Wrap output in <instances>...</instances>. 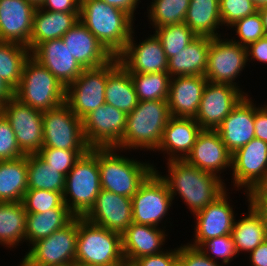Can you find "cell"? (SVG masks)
<instances>
[{
    "label": "cell",
    "mask_w": 267,
    "mask_h": 266,
    "mask_svg": "<svg viewBox=\"0 0 267 266\" xmlns=\"http://www.w3.org/2000/svg\"><path fill=\"white\" fill-rule=\"evenodd\" d=\"M166 165L168 174H160L158 168L155 171L168 186L172 200L176 195L181 196L192 215L203 210L227 189L223 179L185 160H170Z\"/></svg>",
    "instance_id": "1"
},
{
    "label": "cell",
    "mask_w": 267,
    "mask_h": 266,
    "mask_svg": "<svg viewBox=\"0 0 267 266\" xmlns=\"http://www.w3.org/2000/svg\"><path fill=\"white\" fill-rule=\"evenodd\" d=\"M79 20L113 57L124 50L135 29L129 14L102 0H80Z\"/></svg>",
    "instance_id": "2"
},
{
    "label": "cell",
    "mask_w": 267,
    "mask_h": 266,
    "mask_svg": "<svg viewBox=\"0 0 267 266\" xmlns=\"http://www.w3.org/2000/svg\"><path fill=\"white\" fill-rule=\"evenodd\" d=\"M171 117L167 100L139 101L127 115L124 135L116 149L156 152Z\"/></svg>",
    "instance_id": "3"
},
{
    "label": "cell",
    "mask_w": 267,
    "mask_h": 266,
    "mask_svg": "<svg viewBox=\"0 0 267 266\" xmlns=\"http://www.w3.org/2000/svg\"><path fill=\"white\" fill-rule=\"evenodd\" d=\"M90 151L98 158L101 189L128 198L133 197L156 168L149 161L122 156V151L116 148H90Z\"/></svg>",
    "instance_id": "4"
},
{
    "label": "cell",
    "mask_w": 267,
    "mask_h": 266,
    "mask_svg": "<svg viewBox=\"0 0 267 266\" xmlns=\"http://www.w3.org/2000/svg\"><path fill=\"white\" fill-rule=\"evenodd\" d=\"M75 263L93 266H120L125 263L121 234L78 217Z\"/></svg>",
    "instance_id": "5"
},
{
    "label": "cell",
    "mask_w": 267,
    "mask_h": 266,
    "mask_svg": "<svg viewBox=\"0 0 267 266\" xmlns=\"http://www.w3.org/2000/svg\"><path fill=\"white\" fill-rule=\"evenodd\" d=\"M66 88L44 66L30 56L23 65L14 97L39 111H48L65 102Z\"/></svg>",
    "instance_id": "6"
},
{
    "label": "cell",
    "mask_w": 267,
    "mask_h": 266,
    "mask_svg": "<svg viewBox=\"0 0 267 266\" xmlns=\"http://www.w3.org/2000/svg\"><path fill=\"white\" fill-rule=\"evenodd\" d=\"M100 191L98 158L89 150L66 175L64 203L75 217H84Z\"/></svg>",
    "instance_id": "7"
},
{
    "label": "cell",
    "mask_w": 267,
    "mask_h": 266,
    "mask_svg": "<svg viewBox=\"0 0 267 266\" xmlns=\"http://www.w3.org/2000/svg\"><path fill=\"white\" fill-rule=\"evenodd\" d=\"M78 217L50 236L33 243L18 266H68L75 264Z\"/></svg>",
    "instance_id": "8"
},
{
    "label": "cell",
    "mask_w": 267,
    "mask_h": 266,
    "mask_svg": "<svg viewBox=\"0 0 267 266\" xmlns=\"http://www.w3.org/2000/svg\"><path fill=\"white\" fill-rule=\"evenodd\" d=\"M43 147L64 150H90L84 133L82 120L71 108L63 104L43 112Z\"/></svg>",
    "instance_id": "9"
},
{
    "label": "cell",
    "mask_w": 267,
    "mask_h": 266,
    "mask_svg": "<svg viewBox=\"0 0 267 266\" xmlns=\"http://www.w3.org/2000/svg\"><path fill=\"white\" fill-rule=\"evenodd\" d=\"M233 187L243 189L245 196L258 189L267 188V143L259 138L232 154Z\"/></svg>",
    "instance_id": "10"
},
{
    "label": "cell",
    "mask_w": 267,
    "mask_h": 266,
    "mask_svg": "<svg viewBox=\"0 0 267 266\" xmlns=\"http://www.w3.org/2000/svg\"><path fill=\"white\" fill-rule=\"evenodd\" d=\"M221 37L224 36L214 37L210 41L204 76L208 82L229 84L242 90L235 81L248 64L246 47Z\"/></svg>",
    "instance_id": "11"
},
{
    "label": "cell",
    "mask_w": 267,
    "mask_h": 266,
    "mask_svg": "<svg viewBox=\"0 0 267 266\" xmlns=\"http://www.w3.org/2000/svg\"><path fill=\"white\" fill-rule=\"evenodd\" d=\"M134 223L158 227L174 203L165 181L154 170L131 198Z\"/></svg>",
    "instance_id": "12"
},
{
    "label": "cell",
    "mask_w": 267,
    "mask_h": 266,
    "mask_svg": "<svg viewBox=\"0 0 267 266\" xmlns=\"http://www.w3.org/2000/svg\"><path fill=\"white\" fill-rule=\"evenodd\" d=\"M24 155L37 154L43 147V112L23 104L14 96L1 106Z\"/></svg>",
    "instance_id": "13"
},
{
    "label": "cell",
    "mask_w": 267,
    "mask_h": 266,
    "mask_svg": "<svg viewBox=\"0 0 267 266\" xmlns=\"http://www.w3.org/2000/svg\"><path fill=\"white\" fill-rule=\"evenodd\" d=\"M107 64L98 68L84 69L66 87L65 103L81 120L90 112L106 103Z\"/></svg>",
    "instance_id": "14"
},
{
    "label": "cell",
    "mask_w": 267,
    "mask_h": 266,
    "mask_svg": "<svg viewBox=\"0 0 267 266\" xmlns=\"http://www.w3.org/2000/svg\"><path fill=\"white\" fill-rule=\"evenodd\" d=\"M127 114L105 103L82 119L83 133L90 148H116L124 135Z\"/></svg>",
    "instance_id": "15"
},
{
    "label": "cell",
    "mask_w": 267,
    "mask_h": 266,
    "mask_svg": "<svg viewBox=\"0 0 267 266\" xmlns=\"http://www.w3.org/2000/svg\"><path fill=\"white\" fill-rule=\"evenodd\" d=\"M245 95L239 87L207 82L194 119L202 130H216Z\"/></svg>",
    "instance_id": "16"
},
{
    "label": "cell",
    "mask_w": 267,
    "mask_h": 266,
    "mask_svg": "<svg viewBox=\"0 0 267 266\" xmlns=\"http://www.w3.org/2000/svg\"><path fill=\"white\" fill-rule=\"evenodd\" d=\"M227 191L229 190L226 189L203 210L193 215L196 218L193 235L195 239L187 243L188 245L198 248L208 239L231 234L236 215Z\"/></svg>",
    "instance_id": "17"
},
{
    "label": "cell",
    "mask_w": 267,
    "mask_h": 266,
    "mask_svg": "<svg viewBox=\"0 0 267 266\" xmlns=\"http://www.w3.org/2000/svg\"><path fill=\"white\" fill-rule=\"evenodd\" d=\"M134 32L135 30L124 50L117 56L119 63L129 73L167 72L168 59L157 35H149L137 44Z\"/></svg>",
    "instance_id": "18"
},
{
    "label": "cell",
    "mask_w": 267,
    "mask_h": 266,
    "mask_svg": "<svg viewBox=\"0 0 267 266\" xmlns=\"http://www.w3.org/2000/svg\"><path fill=\"white\" fill-rule=\"evenodd\" d=\"M84 218L95 225L122 234L133 222L131 198L101 189Z\"/></svg>",
    "instance_id": "19"
},
{
    "label": "cell",
    "mask_w": 267,
    "mask_h": 266,
    "mask_svg": "<svg viewBox=\"0 0 267 266\" xmlns=\"http://www.w3.org/2000/svg\"><path fill=\"white\" fill-rule=\"evenodd\" d=\"M184 160L190 165L212 173L221 179L222 171L224 172V169L229 167L232 168V154L216 130H202L197 135L193 148Z\"/></svg>",
    "instance_id": "20"
},
{
    "label": "cell",
    "mask_w": 267,
    "mask_h": 266,
    "mask_svg": "<svg viewBox=\"0 0 267 266\" xmlns=\"http://www.w3.org/2000/svg\"><path fill=\"white\" fill-rule=\"evenodd\" d=\"M249 97L245 95L216 129L231 154L255 138V104Z\"/></svg>",
    "instance_id": "21"
},
{
    "label": "cell",
    "mask_w": 267,
    "mask_h": 266,
    "mask_svg": "<svg viewBox=\"0 0 267 266\" xmlns=\"http://www.w3.org/2000/svg\"><path fill=\"white\" fill-rule=\"evenodd\" d=\"M30 56L47 68L65 88L84 70L72 57L62 38L39 43L30 52Z\"/></svg>",
    "instance_id": "22"
},
{
    "label": "cell",
    "mask_w": 267,
    "mask_h": 266,
    "mask_svg": "<svg viewBox=\"0 0 267 266\" xmlns=\"http://www.w3.org/2000/svg\"><path fill=\"white\" fill-rule=\"evenodd\" d=\"M35 8L27 0H0V41L28 46Z\"/></svg>",
    "instance_id": "23"
},
{
    "label": "cell",
    "mask_w": 267,
    "mask_h": 266,
    "mask_svg": "<svg viewBox=\"0 0 267 266\" xmlns=\"http://www.w3.org/2000/svg\"><path fill=\"white\" fill-rule=\"evenodd\" d=\"M62 40L84 69L104 66L114 58L80 20L62 36Z\"/></svg>",
    "instance_id": "24"
},
{
    "label": "cell",
    "mask_w": 267,
    "mask_h": 266,
    "mask_svg": "<svg viewBox=\"0 0 267 266\" xmlns=\"http://www.w3.org/2000/svg\"><path fill=\"white\" fill-rule=\"evenodd\" d=\"M164 228L132 222L121 234L122 253L125 263L131 264L142 256L163 252L167 236Z\"/></svg>",
    "instance_id": "25"
},
{
    "label": "cell",
    "mask_w": 267,
    "mask_h": 266,
    "mask_svg": "<svg viewBox=\"0 0 267 266\" xmlns=\"http://www.w3.org/2000/svg\"><path fill=\"white\" fill-rule=\"evenodd\" d=\"M208 80L203 75L177 76L170 80L167 103L173 117L195 118Z\"/></svg>",
    "instance_id": "26"
},
{
    "label": "cell",
    "mask_w": 267,
    "mask_h": 266,
    "mask_svg": "<svg viewBox=\"0 0 267 266\" xmlns=\"http://www.w3.org/2000/svg\"><path fill=\"white\" fill-rule=\"evenodd\" d=\"M202 131L194 118L171 117L167 123L162 141L156 150L168 155L167 161L184 160L193 148L197 135Z\"/></svg>",
    "instance_id": "27"
},
{
    "label": "cell",
    "mask_w": 267,
    "mask_h": 266,
    "mask_svg": "<svg viewBox=\"0 0 267 266\" xmlns=\"http://www.w3.org/2000/svg\"><path fill=\"white\" fill-rule=\"evenodd\" d=\"M105 101L127 115L139 103L130 73L119 63L117 57L107 63Z\"/></svg>",
    "instance_id": "28"
},
{
    "label": "cell",
    "mask_w": 267,
    "mask_h": 266,
    "mask_svg": "<svg viewBox=\"0 0 267 266\" xmlns=\"http://www.w3.org/2000/svg\"><path fill=\"white\" fill-rule=\"evenodd\" d=\"M80 12H53L40 7L33 14L30 52L42 42L62 38V36L79 21Z\"/></svg>",
    "instance_id": "29"
},
{
    "label": "cell",
    "mask_w": 267,
    "mask_h": 266,
    "mask_svg": "<svg viewBox=\"0 0 267 266\" xmlns=\"http://www.w3.org/2000/svg\"><path fill=\"white\" fill-rule=\"evenodd\" d=\"M211 37L197 36L187 47L168 59L167 73L173 77L203 75L207 68Z\"/></svg>",
    "instance_id": "30"
},
{
    "label": "cell",
    "mask_w": 267,
    "mask_h": 266,
    "mask_svg": "<svg viewBox=\"0 0 267 266\" xmlns=\"http://www.w3.org/2000/svg\"><path fill=\"white\" fill-rule=\"evenodd\" d=\"M184 23L197 36L220 37L223 25L219 0H190Z\"/></svg>",
    "instance_id": "31"
},
{
    "label": "cell",
    "mask_w": 267,
    "mask_h": 266,
    "mask_svg": "<svg viewBox=\"0 0 267 266\" xmlns=\"http://www.w3.org/2000/svg\"><path fill=\"white\" fill-rule=\"evenodd\" d=\"M27 190V155L0 161V202H22Z\"/></svg>",
    "instance_id": "32"
},
{
    "label": "cell",
    "mask_w": 267,
    "mask_h": 266,
    "mask_svg": "<svg viewBox=\"0 0 267 266\" xmlns=\"http://www.w3.org/2000/svg\"><path fill=\"white\" fill-rule=\"evenodd\" d=\"M75 216L68 208H55L44 213H27L25 242L32 245L67 225Z\"/></svg>",
    "instance_id": "33"
},
{
    "label": "cell",
    "mask_w": 267,
    "mask_h": 266,
    "mask_svg": "<svg viewBox=\"0 0 267 266\" xmlns=\"http://www.w3.org/2000/svg\"><path fill=\"white\" fill-rule=\"evenodd\" d=\"M26 220L22 202H0V245L8 249L24 242Z\"/></svg>",
    "instance_id": "34"
},
{
    "label": "cell",
    "mask_w": 267,
    "mask_h": 266,
    "mask_svg": "<svg viewBox=\"0 0 267 266\" xmlns=\"http://www.w3.org/2000/svg\"><path fill=\"white\" fill-rule=\"evenodd\" d=\"M242 216L235 220L231 232L238 256L240 251L250 253L266 240L262 218L249 203L247 215Z\"/></svg>",
    "instance_id": "35"
},
{
    "label": "cell",
    "mask_w": 267,
    "mask_h": 266,
    "mask_svg": "<svg viewBox=\"0 0 267 266\" xmlns=\"http://www.w3.org/2000/svg\"><path fill=\"white\" fill-rule=\"evenodd\" d=\"M29 57L30 50L27 46L0 41V77L13 90L20 83L23 65Z\"/></svg>",
    "instance_id": "36"
},
{
    "label": "cell",
    "mask_w": 267,
    "mask_h": 266,
    "mask_svg": "<svg viewBox=\"0 0 267 266\" xmlns=\"http://www.w3.org/2000/svg\"><path fill=\"white\" fill-rule=\"evenodd\" d=\"M28 190L64 193L66 176L49 166L37 154L27 155Z\"/></svg>",
    "instance_id": "37"
},
{
    "label": "cell",
    "mask_w": 267,
    "mask_h": 266,
    "mask_svg": "<svg viewBox=\"0 0 267 266\" xmlns=\"http://www.w3.org/2000/svg\"><path fill=\"white\" fill-rule=\"evenodd\" d=\"M139 101L167 100L171 76L167 72L130 73Z\"/></svg>",
    "instance_id": "38"
},
{
    "label": "cell",
    "mask_w": 267,
    "mask_h": 266,
    "mask_svg": "<svg viewBox=\"0 0 267 266\" xmlns=\"http://www.w3.org/2000/svg\"><path fill=\"white\" fill-rule=\"evenodd\" d=\"M190 0H152L147 13L152 28L182 23L185 20Z\"/></svg>",
    "instance_id": "39"
},
{
    "label": "cell",
    "mask_w": 267,
    "mask_h": 266,
    "mask_svg": "<svg viewBox=\"0 0 267 266\" xmlns=\"http://www.w3.org/2000/svg\"><path fill=\"white\" fill-rule=\"evenodd\" d=\"M153 33L160 39L167 59L182 51L197 37L184 22L155 28Z\"/></svg>",
    "instance_id": "40"
},
{
    "label": "cell",
    "mask_w": 267,
    "mask_h": 266,
    "mask_svg": "<svg viewBox=\"0 0 267 266\" xmlns=\"http://www.w3.org/2000/svg\"><path fill=\"white\" fill-rule=\"evenodd\" d=\"M27 213H44L55 208H68L64 203L63 193L50 190H27L23 197Z\"/></svg>",
    "instance_id": "41"
},
{
    "label": "cell",
    "mask_w": 267,
    "mask_h": 266,
    "mask_svg": "<svg viewBox=\"0 0 267 266\" xmlns=\"http://www.w3.org/2000/svg\"><path fill=\"white\" fill-rule=\"evenodd\" d=\"M89 150H64L53 147H42L37 155L57 172L65 176L73 168L80 157Z\"/></svg>",
    "instance_id": "42"
},
{
    "label": "cell",
    "mask_w": 267,
    "mask_h": 266,
    "mask_svg": "<svg viewBox=\"0 0 267 266\" xmlns=\"http://www.w3.org/2000/svg\"><path fill=\"white\" fill-rule=\"evenodd\" d=\"M198 249L211 260L216 262H220L219 260H221L222 264L227 266L234 261L233 259L238 257L231 234L208 239Z\"/></svg>",
    "instance_id": "43"
},
{
    "label": "cell",
    "mask_w": 267,
    "mask_h": 266,
    "mask_svg": "<svg viewBox=\"0 0 267 266\" xmlns=\"http://www.w3.org/2000/svg\"><path fill=\"white\" fill-rule=\"evenodd\" d=\"M230 27L232 30H235L236 38H238L234 39L232 37L231 40L243 47H247L249 44L254 43L265 36L262 18L258 11L236 21Z\"/></svg>",
    "instance_id": "44"
},
{
    "label": "cell",
    "mask_w": 267,
    "mask_h": 266,
    "mask_svg": "<svg viewBox=\"0 0 267 266\" xmlns=\"http://www.w3.org/2000/svg\"><path fill=\"white\" fill-rule=\"evenodd\" d=\"M222 25L228 29L236 21L254 14L258 7L251 0H219Z\"/></svg>",
    "instance_id": "45"
},
{
    "label": "cell",
    "mask_w": 267,
    "mask_h": 266,
    "mask_svg": "<svg viewBox=\"0 0 267 266\" xmlns=\"http://www.w3.org/2000/svg\"><path fill=\"white\" fill-rule=\"evenodd\" d=\"M24 156L15 133L6 117L0 113V161L14 160Z\"/></svg>",
    "instance_id": "46"
},
{
    "label": "cell",
    "mask_w": 267,
    "mask_h": 266,
    "mask_svg": "<svg viewBox=\"0 0 267 266\" xmlns=\"http://www.w3.org/2000/svg\"><path fill=\"white\" fill-rule=\"evenodd\" d=\"M178 266H224L211 260L200 249L187 243L178 246Z\"/></svg>",
    "instance_id": "47"
},
{
    "label": "cell",
    "mask_w": 267,
    "mask_h": 266,
    "mask_svg": "<svg viewBox=\"0 0 267 266\" xmlns=\"http://www.w3.org/2000/svg\"><path fill=\"white\" fill-rule=\"evenodd\" d=\"M133 266H178V247L172 250L165 249L163 252L155 255L142 256L135 259Z\"/></svg>",
    "instance_id": "48"
},
{
    "label": "cell",
    "mask_w": 267,
    "mask_h": 266,
    "mask_svg": "<svg viewBox=\"0 0 267 266\" xmlns=\"http://www.w3.org/2000/svg\"><path fill=\"white\" fill-rule=\"evenodd\" d=\"M246 201L258 212L262 218L265 237L267 240V188L250 192Z\"/></svg>",
    "instance_id": "49"
},
{
    "label": "cell",
    "mask_w": 267,
    "mask_h": 266,
    "mask_svg": "<svg viewBox=\"0 0 267 266\" xmlns=\"http://www.w3.org/2000/svg\"><path fill=\"white\" fill-rule=\"evenodd\" d=\"M40 8L53 12H80V0H44Z\"/></svg>",
    "instance_id": "50"
},
{
    "label": "cell",
    "mask_w": 267,
    "mask_h": 266,
    "mask_svg": "<svg viewBox=\"0 0 267 266\" xmlns=\"http://www.w3.org/2000/svg\"><path fill=\"white\" fill-rule=\"evenodd\" d=\"M246 51L249 63L256 60L258 62L266 63L267 65V35L254 43L249 44L246 47Z\"/></svg>",
    "instance_id": "51"
},
{
    "label": "cell",
    "mask_w": 267,
    "mask_h": 266,
    "mask_svg": "<svg viewBox=\"0 0 267 266\" xmlns=\"http://www.w3.org/2000/svg\"><path fill=\"white\" fill-rule=\"evenodd\" d=\"M255 138L267 143V105H255Z\"/></svg>",
    "instance_id": "52"
},
{
    "label": "cell",
    "mask_w": 267,
    "mask_h": 266,
    "mask_svg": "<svg viewBox=\"0 0 267 266\" xmlns=\"http://www.w3.org/2000/svg\"><path fill=\"white\" fill-rule=\"evenodd\" d=\"M250 266H267V240L250 252Z\"/></svg>",
    "instance_id": "53"
},
{
    "label": "cell",
    "mask_w": 267,
    "mask_h": 266,
    "mask_svg": "<svg viewBox=\"0 0 267 266\" xmlns=\"http://www.w3.org/2000/svg\"><path fill=\"white\" fill-rule=\"evenodd\" d=\"M105 3L114 6L118 9L123 10L127 14H129L134 20H135V14L136 8L140 4V0H102Z\"/></svg>",
    "instance_id": "54"
},
{
    "label": "cell",
    "mask_w": 267,
    "mask_h": 266,
    "mask_svg": "<svg viewBox=\"0 0 267 266\" xmlns=\"http://www.w3.org/2000/svg\"><path fill=\"white\" fill-rule=\"evenodd\" d=\"M14 96V90L8 86L0 77V105Z\"/></svg>",
    "instance_id": "55"
},
{
    "label": "cell",
    "mask_w": 267,
    "mask_h": 266,
    "mask_svg": "<svg viewBox=\"0 0 267 266\" xmlns=\"http://www.w3.org/2000/svg\"><path fill=\"white\" fill-rule=\"evenodd\" d=\"M258 12L262 18L264 33L267 35V5L259 7Z\"/></svg>",
    "instance_id": "56"
},
{
    "label": "cell",
    "mask_w": 267,
    "mask_h": 266,
    "mask_svg": "<svg viewBox=\"0 0 267 266\" xmlns=\"http://www.w3.org/2000/svg\"><path fill=\"white\" fill-rule=\"evenodd\" d=\"M258 8L267 5V0H251Z\"/></svg>",
    "instance_id": "57"
},
{
    "label": "cell",
    "mask_w": 267,
    "mask_h": 266,
    "mask_svg": "<svg viewBox=\"0 0 267 266\" xmlns=\"http://www.w3.org/2000/svg\"><path fill=\"white\" fill-rule=\"evenodd\" d=\"M28 2L32 3L35 7H40L44 0H27Z\"/></svg>",
    "instance_id": "58"
},
{
    "label": "cell",
    "mask_w": 267,
    "mask_h": 266,
    "mask_svg": "<svg viewBox=\"0 0 267 266\" xmlns=\"http://www.w3.org/2000/svg\"><path fill=\"white\" fill-rule=\"evenodd\" d=\"M74 266H93V265H85V264H77V263H75Z\"/></svg>",
    "instance_id": "59"
},
{
    "label": "cell",
    "mask_w": 267,
    "mask_h": 266,
    "mask_svg": "<svg viewBox=\"0 0 267 266\" xmlns=\"http://www.w3.org/2000/svg\"><path fill=\"white\" fill-rule=\"evenodd\" d=\"M120 266H133V265L129 263H124L123 265H120Z\"/></svg>",
    "instance_id": "60"
}]
</instances>
